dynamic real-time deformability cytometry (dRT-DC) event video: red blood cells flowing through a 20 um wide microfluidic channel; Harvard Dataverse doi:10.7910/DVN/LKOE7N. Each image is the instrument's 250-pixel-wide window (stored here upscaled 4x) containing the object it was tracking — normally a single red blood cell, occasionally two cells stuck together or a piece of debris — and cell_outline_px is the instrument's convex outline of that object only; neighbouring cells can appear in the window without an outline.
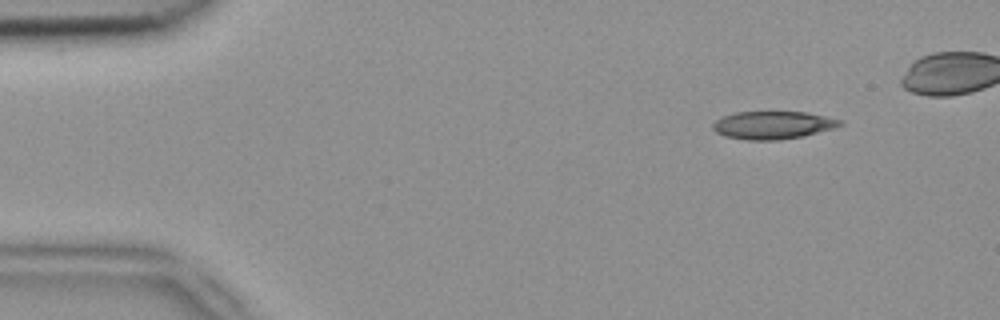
{"species": "common noctule bat (a hibernating species)", "species_latin": "Nyctalus noctula", "temperature_condition": "room temperature", "stored_images_in_passage": 5, "camera_frame_rate_fps": 3000, "um_per_image_px": 0.085, "animal": {"sex": "female", "body_mass_g": 18.4}, "frame": {"image": 1, "passage_image": 1, "time_ms": 0.0, "image_size_px": [1000, 320], "cell_outline_px": [[844, 124], [836, 128], [804, 136], [780, 140], [748, 140], [724, 136], [716, 132], [712, 128], [712, 124], [716, 120], [724, 116], [736, 112], [808, 112], [844, 120]], "centroid_in_image_um": [65.75, 10.64], "position_along_channel_um": 19.2, "area_um2": 20.87}}